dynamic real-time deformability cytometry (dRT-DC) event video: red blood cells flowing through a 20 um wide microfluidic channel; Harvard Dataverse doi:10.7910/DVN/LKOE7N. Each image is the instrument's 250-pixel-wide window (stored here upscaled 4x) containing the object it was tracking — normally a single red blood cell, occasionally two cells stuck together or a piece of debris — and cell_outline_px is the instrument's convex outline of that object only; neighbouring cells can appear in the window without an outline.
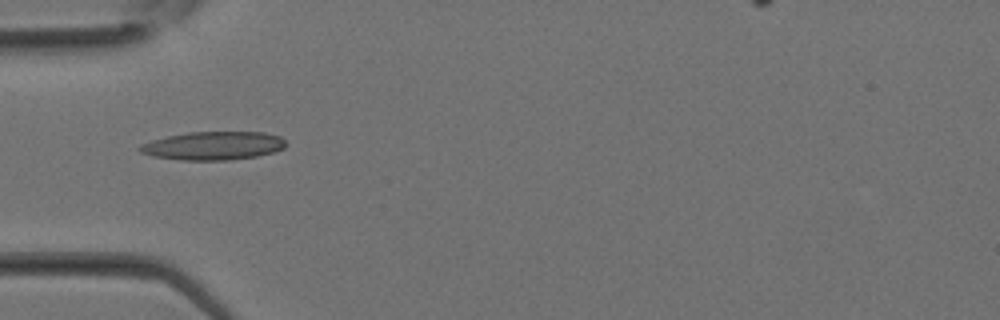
{"species": "Egyptian fruit bat (a non-hibernating species)", "species_latin": "Rousettus aegyptiacus", "temperature_condition": "room temperature", "stored_images_in_passage": 21, "camera_frame_rate_fps": 3000, "um_per_image_px": 0.085, "animal": {"sex": "female"}, "frame": {"image": 1, "passage_image": 2, "time_ms": 0.333, "image_size_px": [1000, 320], "cell_outline_px": [[284, 148], [272, 152], [256, 156], [228, 160], [180, 160], [152, 156], [140, 152], [136, 148], [140, 144], [152, 140], [168, 136], [188, 132], [264, 132], [280, 136], [284, 140]], "centroid_in_image_um": [18.08, 12.38], "position_along_channel_um": 66.9, "area_um2": 24.1}}
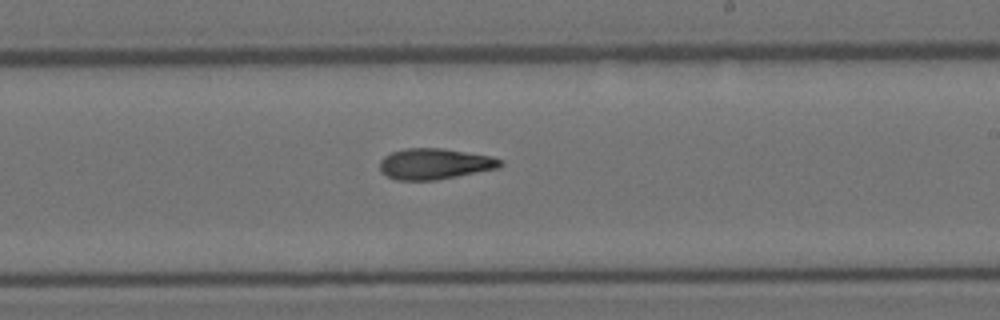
{"frame": {"image": 2, "passage_image": 11, "time_ms": 3.333, "image_size_px": [1000, 320], "cell_outline_px": [[504, 164], [500, 168], [436, 180], [396, 180], [380, 172], [380, 160], [384, 156], [392, 152], [404, 148], [444, 148], [492, 156], [504, 160]], "centroid_in_image_um": [36.98, 13.92], "position_along_channel_um": 252.0, "area_um2": 21.96}}
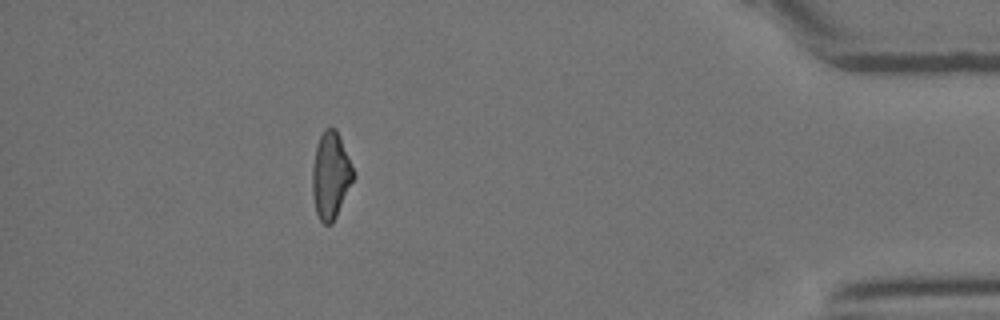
{"frame": {"image": 3, "passage_image": 21, "time_ms": 6.667, "image_size_px": [1000, 320], "cell_outline_px": [[356, 176], [332, 224], [324, 224], [320, 220], [316, 212], [312, 192], [312, 168], [316, 144], [324, 128], [336, 128], [356, 172]], "centroid_in_image_um": [28.12, 14.89], "position_along_channel_um": 407.1, "area_um2": 20.98}}